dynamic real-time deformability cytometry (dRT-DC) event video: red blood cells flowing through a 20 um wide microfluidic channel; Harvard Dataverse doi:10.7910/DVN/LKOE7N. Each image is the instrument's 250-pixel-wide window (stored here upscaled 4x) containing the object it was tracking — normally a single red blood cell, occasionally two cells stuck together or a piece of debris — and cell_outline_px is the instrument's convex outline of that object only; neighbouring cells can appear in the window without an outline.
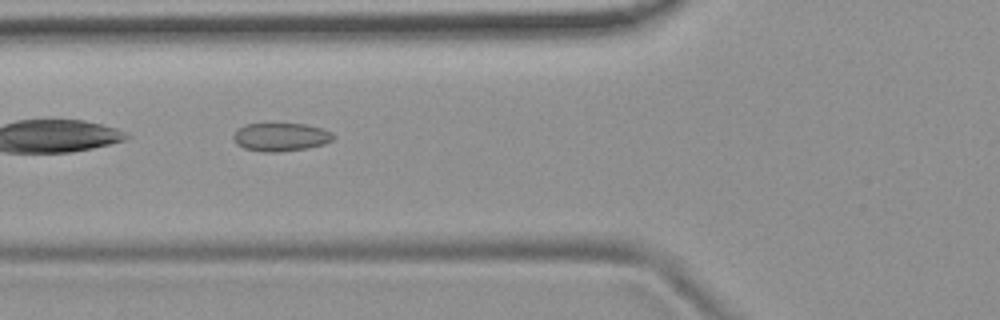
{"species": "common noctule bat (a hibernating species)", "species_latin": "Nyctalus noctula", "temperature_condition": "room temperature", "stored_images_in_passage": 38, "camera_frame_rate_fps": 3000, "um_per_image_px": 0.085, "animal": {"sex": "female", "body_mass_g": 19.9}, "frame": {"image": 1, "passage_image": 6, "time_ms": 1.667, "image_size_px": [1000, 320], "cell_outline_px": [[336, 136], [332, 140], [324, 144], [308, 148], [280, 152], [264, 152], [244, 148], [236, 144], [232, 140], [232, 136], [244, 124], [304, 124], [324, 128], [332, 132]], "centroid_in_image_um": [23.89, 11.65], "position_along_channel_um": 101.9, "area_um2": 16.59}, "authors_computed_cell_mechanics": {"area_um2": 16.0395, "velocity_mm_per_s": 3.7829, "shape_relaxation_time_tau1_ms": null, "shape_relaxation_time_tau2_ms": 1.3237, "deformation_change_tau1": null, "deformation_change_tau2": 0.0838}}